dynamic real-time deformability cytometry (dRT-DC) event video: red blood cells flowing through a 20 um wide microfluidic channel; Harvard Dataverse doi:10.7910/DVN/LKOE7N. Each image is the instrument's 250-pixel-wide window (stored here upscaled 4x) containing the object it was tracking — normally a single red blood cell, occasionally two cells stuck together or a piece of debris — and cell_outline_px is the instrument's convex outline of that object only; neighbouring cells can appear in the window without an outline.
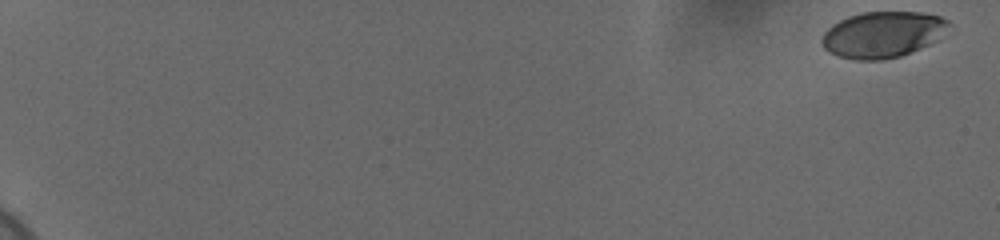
{"species": "human", "species_latin": "Homo sapiens", "temperature_condition": "cold", "stored_images_in_passage": 53, "camera_frame_rate_fps": 3000, "um_per_image_px": 0.085, "donor": {"sex": "female"}, "frame": {"image": 1, "passage_image": 1, "time_ms": 0.0, "image_size_px": [1000, 240], "cell_outline_px": [[952, 24], [936, 40], [920, 48], [900, 56], [884, 60], [856, 60], [840, 56], [828, 52], [824, 48], [820, 40], [824, 32], [832, 24], [848, 16], [860, 12], [920, 12], [940, 16], [948, 20]], "centroid_in_image_um": [75.01, 2.93], "position_along_channel_um": 10.0, "area_um2": 34.16}}
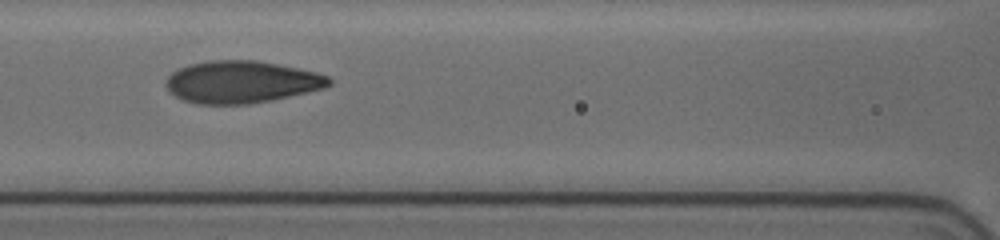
{"frame": {"image": 2, "passage_image": 30, "time_ms": 9.667, "image_size_px": [1000, 240], "cell_outline_px": [[332, 84], [324, 88], [308, 92], [248, 104], [196, 104], [184, 100], [176, 96], [164, 84], [168, 76], [172, 72], [188, 64], [208, 60], [256, 60], [316, 72], [328, 76], [332, 80]], "centroid_in_image_um": [20.51, 6.96], "position_along_channel_um": 146.1, "area_um2": 39.88}}
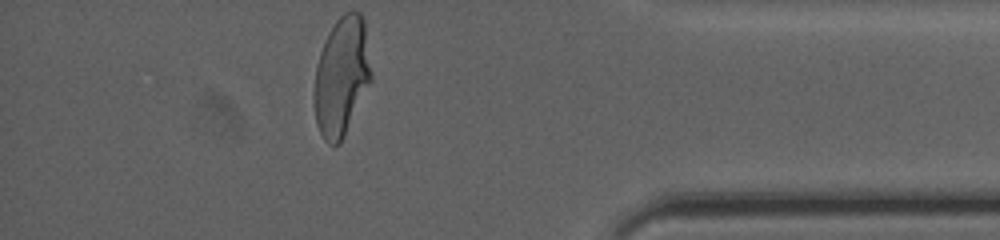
{"frame": {"image": 3, "passage_image": 53, "time_ms": 17.333, "image_size_px": [1000, 240], "cell_outline_px": [[372, 80], [340, 144], [328, 144], [324, 140], [316, 124], [312, 96], [316, 64], [320, 52], [328, 32], [336, 20], [344, 12], [360, 12], [364, 20], [372, 76]], "centroid_in_image_um": [29.01, 6.51], "position_along_channel_um": 406.2, "area_um2": 39.82}, "authors_computed_cell_mechanics": {"area_um2": 38.7838, "velocity_mm_per_s": 3.704, "shape_relaxation_time_tau1_ms": 5.2254, "shape_relaxation_time_tau2_ms": null, "deformation_change_tau1": 0.1979, "deformation_change_tau2": null}}